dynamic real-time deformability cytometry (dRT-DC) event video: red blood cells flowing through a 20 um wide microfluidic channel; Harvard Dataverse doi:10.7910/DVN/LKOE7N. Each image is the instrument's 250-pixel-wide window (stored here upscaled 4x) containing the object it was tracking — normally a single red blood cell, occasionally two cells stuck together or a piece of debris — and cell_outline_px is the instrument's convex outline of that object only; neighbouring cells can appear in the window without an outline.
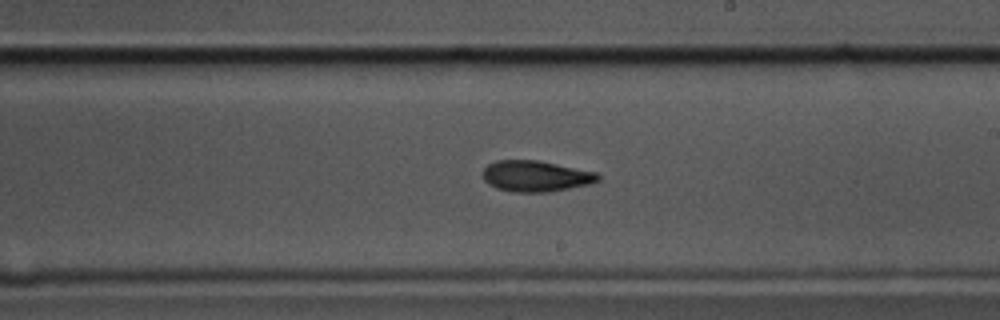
{"species": "common noctule bat (a hibernating species)", "species_latin": "Nyctalus noctula", "temperature_condition": "cold", "stored_images_in_passage": 49, "camera_frame_rate_fps": 3000, "um_per_image_px": 0.085, "animal": {"sex": "male", "body_mass_g": 17.5, "forearm_length_mm": 52.3}, "frame": {"image": 1, "passage_image": 29, "time_ms": 9.333, "image_size_px": [1000, 320], "cell_outline_px": [[600, 180], [588, 184], [548, 192], [516, 192], [496, 188], [488, 184], [484, 180], [484, 168], [488, 164], [496, 160], [540, 160], [596, 172], [600, 176]], "centroid_in_image_um": [45.53, 14.96], "position_along_channel_um": 243.5, "area_um2": 20.75}}
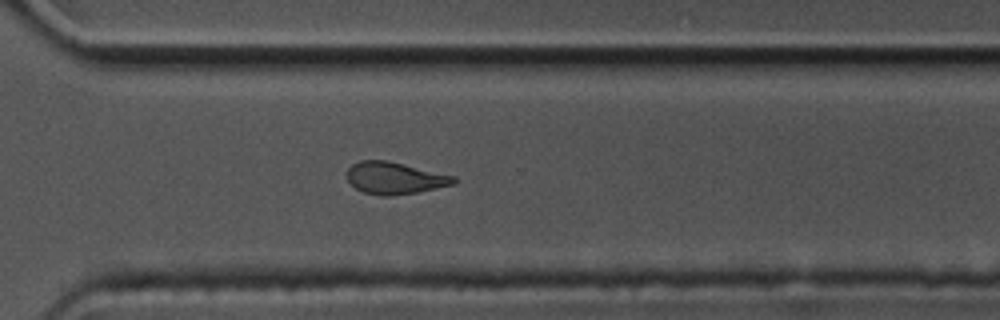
{"frame": {"image": 2, "passage_image": 37, "time_ms": 12.0, "image_size_px": [1000, 320], "cell_outline_px": [[456, 184], [416, 192], [392, 196], [380, 196], [364, 192], [356, 188], [348, 180], [348, 168], [352, 164], [360, 160], [388, 160], [456, 176]], "centroid_in_image_um": [33.57, 15.13], "position_along_channel_um": 337.0, "area_um2": 19.94}}
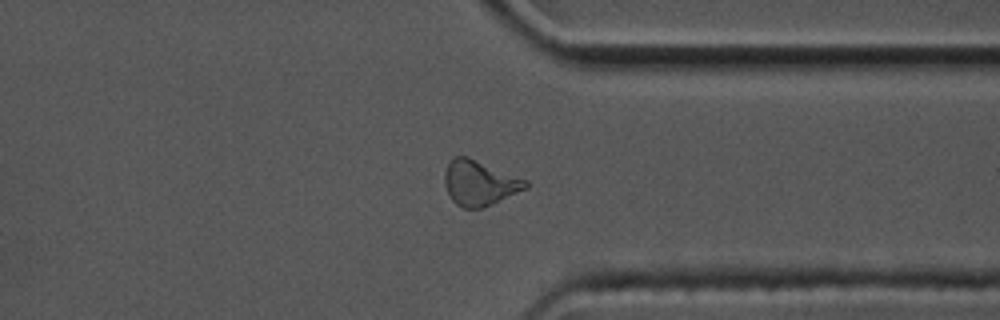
{"frame": {"image": 3, "passage_image": 40, "time_ms": 13.0, "image_size_px": [1000, 320], "cell_outline_px": [[528, 188], [492, 204], [480, 208], [464, 208], [456, 204], [452, 200], [444, 184], [444, 172], [452, 156], [468, 156], [528, 180]], "centroid_in_image_um": [40.76, 15.54], "position_along_channel_um": 370.6, "area_um2": 21.39}, "authors_computed_cell_mechanics": {"area_um2": 20.519, "velocity_mm_per_s": 3.5058, "shape_relaxation_time_tau1_ms": 4.9597, "shape_relaxation_time_tau2_ms": 4.1808, "deformation_change_tau1": 0.1709, "deformation_change_tau2": 0.1246}}